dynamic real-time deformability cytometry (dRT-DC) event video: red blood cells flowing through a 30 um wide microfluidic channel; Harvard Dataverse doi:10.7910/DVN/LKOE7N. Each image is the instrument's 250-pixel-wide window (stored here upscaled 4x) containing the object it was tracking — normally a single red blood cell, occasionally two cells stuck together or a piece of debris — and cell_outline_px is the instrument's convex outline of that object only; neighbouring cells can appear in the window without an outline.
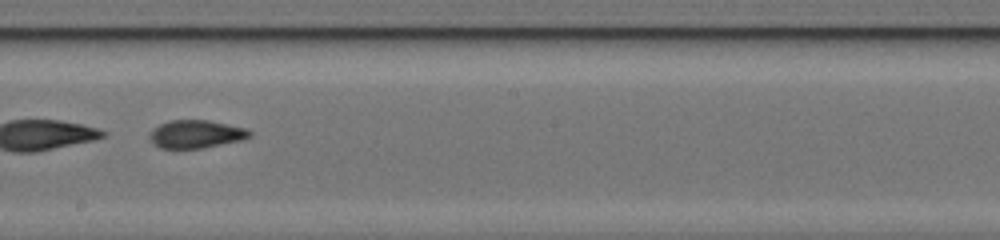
{"species": "common noctule bat (a hibernating species)", "species_latin": "Nyctalus noctula", "temperature_condition": "cold", "stored_images_in_passage": 49, "segment_of_instrument_passage": [2, 2], "camera_frame_rate_fps": 3000, "um_per_image_px": 0.085, "animal": {"sex": "female", "body_mass_g": 17.0, "forearm_length_mm": 48.0}, "frame": {"image": 1, "passage_image": 29, "time_ms": 9.333, "image_size_px": [1000, 240], "cell_outline_px": [[252, 136], [240, 140], [200, 148], [160, 148], [152, 140], [152, 128], [168, 120], [208, 120], [244, 128], [252, 132]], "centroid_in_image_um": [16.67, 11.38], "position_along_channel_um": 231.5, "area_um2": 15.9}}
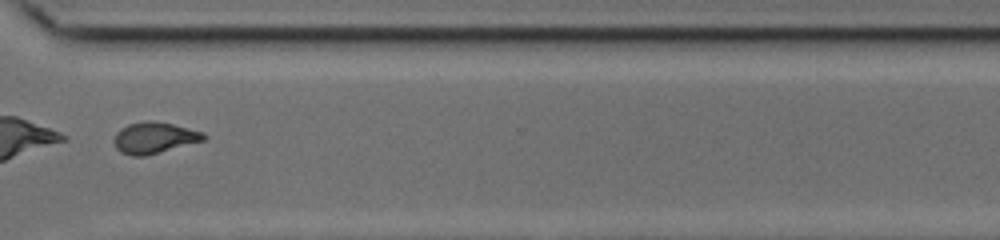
{"frame": {"image": 2, "passage_image": 38, "time_ms": 12.333, "image_size_px": [1000, 240], "cell_outline_px": [[208, 136], [204, 140], [144, 156], [132, 156], [120, 152], [116, 148], [112, 140], [116, 132], [120, 128], [128, 124], [144, 120], [152, 120], [172, 124], [204, 132]], "centroid_in_image_um": [13.07, 11.7], "position_along_channel_um": 357.5, "area_um2": 16.42}}